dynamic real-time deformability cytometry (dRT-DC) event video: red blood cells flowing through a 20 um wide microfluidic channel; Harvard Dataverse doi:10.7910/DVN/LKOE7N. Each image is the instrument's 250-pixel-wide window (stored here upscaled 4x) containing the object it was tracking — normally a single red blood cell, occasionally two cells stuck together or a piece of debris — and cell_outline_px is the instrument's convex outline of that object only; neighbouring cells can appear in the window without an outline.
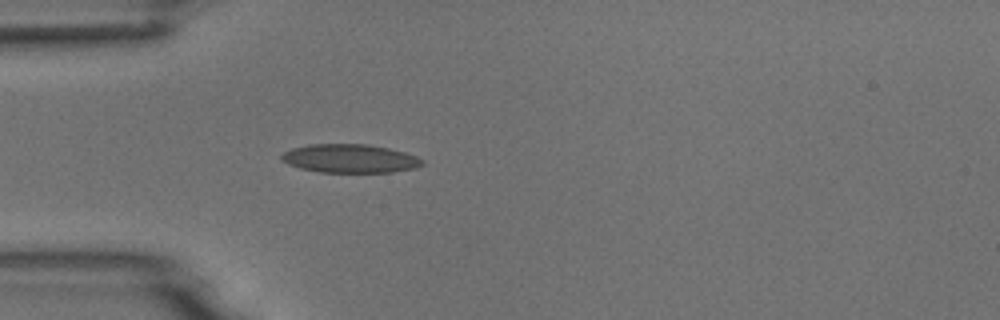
{"species": "common noctule bat (a hibernating species)", "species_latin": "Nyctalus noctula", "temperature_condition": "room temperature", "stored_images_in_passage": 2, "camera_frame_rate_fps": 3000, "um_per_image_px": 0.085, "animal": {"sex": "male", "body_mass_g": 18.8}, "frame": {"image": 1, "passage_image": 2, "time_ms": 2.0, "image_size_px": [1000, 320], "cell_outline_px": [[424, 164], [416, 168], [392, 172], [320, 172], [300, 168], [288, 164], [280, 160], [280, 156], [284, 152], [292, 148], [308, 144], [368, 144], [388, 148], [404, 152], [416, 156], [424, 160]], "centroid_in_image_um": [29.74, 13.47], "position_along_channel_um": 55.3, "area_um2": 23.52}}